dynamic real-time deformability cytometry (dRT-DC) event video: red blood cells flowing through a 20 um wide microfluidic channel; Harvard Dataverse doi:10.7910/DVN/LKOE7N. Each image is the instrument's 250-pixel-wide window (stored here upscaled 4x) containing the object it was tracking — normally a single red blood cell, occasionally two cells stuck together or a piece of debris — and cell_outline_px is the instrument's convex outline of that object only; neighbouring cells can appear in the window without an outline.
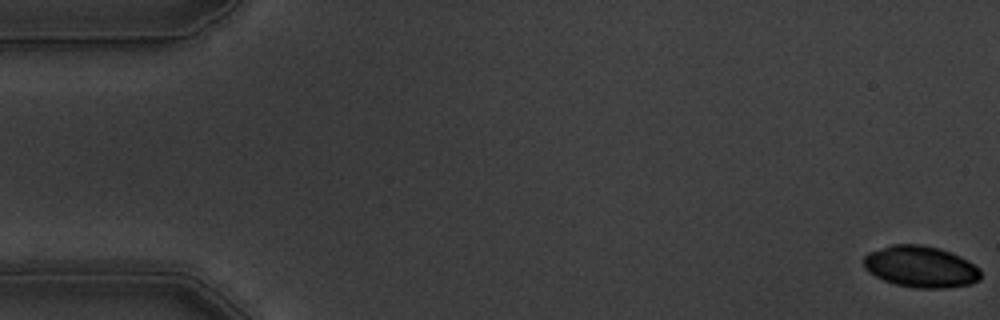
{"species": "common noctule bat (a hibernating species)", "species_latin": "Nyctalus noctula", "temperature_condition": "warm", "stored_images_in_passage": 57, "camera_frame_rate_fps": 3000, "um_per_image_px": 0.085, "animal": {"sex": "male", "body_mass_g": 19.5, "forearm_length_mm": 54.6}, "frame": {"image": 1, "passage_image": 1, "time_ms": 0.0, "image_size_px": [1000, 320], "cell_outline_px": [[980, 280], [968, 284], [948, 288], [916, 288], [896, 284], [884, 280], [868, 272], [864, 268], [864, 256], [868, 252], [892, 244], [920, 244], [940, 248], [960, 256], [968, 260], [980, 268]], "centroid_in_image_um": [78.26, 22.66], "position_along_channel_um": 6.7, "area_um2": 28.38}}
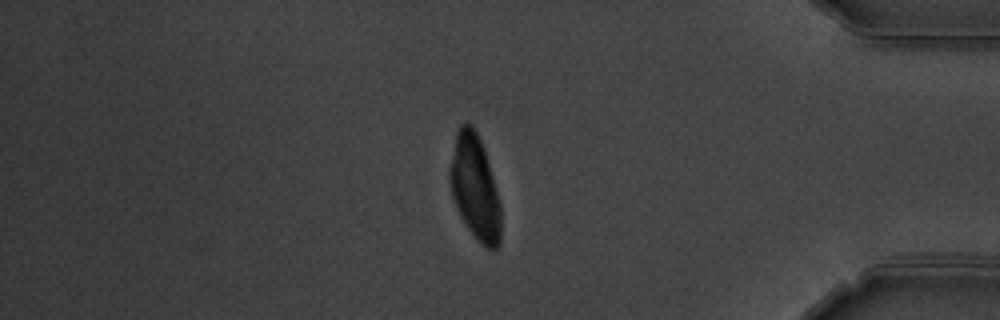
{"frame": {"image": 2, "passage_image": 48, "time_ms": 15.667, "image_size_px": [1000, 320], "cell_outline_px": [[500, 244], [496, 248], [488, 248], [468, 228], [460, 216], [456, 208], [452, 196], [448, 180], [448, 172], [456, 132], [460, 124], [472, 124], [480, 140], [488, 164], [500, 204]], "centroid_in_image_um": [40.32, 15.91], "position_along_channel_um": 394.9, "area_um2": 30.46}}
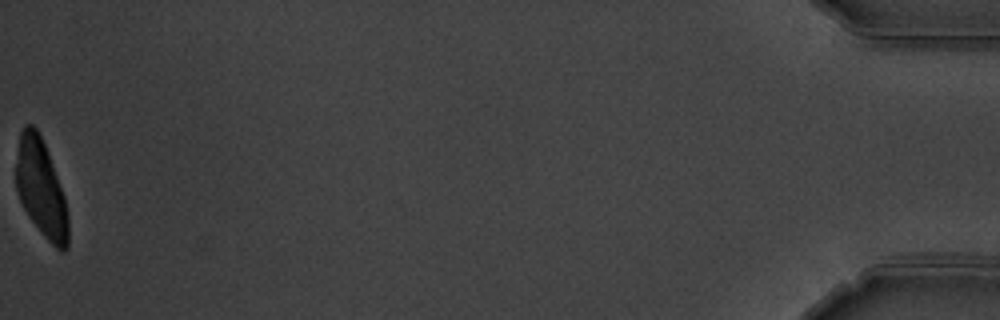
{"frame": {"image": 3, "passage_image": 57, "time_ms": 18.667, "image_size_px": [1000, 320], "cell_outline_px": [[68, 248], [64, 252], [60, 252], [40, 232], [28, 216], [20, 200], [16, 188], [16, 164], [20, 132], [24, 124], [32, 124], [36, 128], [48, 152], [64, 196], [68, 216]], "centroid_in_image_um": [3.49, 16.04], "position_along_channel_um": 431.7, "area_um2": 29.54}}